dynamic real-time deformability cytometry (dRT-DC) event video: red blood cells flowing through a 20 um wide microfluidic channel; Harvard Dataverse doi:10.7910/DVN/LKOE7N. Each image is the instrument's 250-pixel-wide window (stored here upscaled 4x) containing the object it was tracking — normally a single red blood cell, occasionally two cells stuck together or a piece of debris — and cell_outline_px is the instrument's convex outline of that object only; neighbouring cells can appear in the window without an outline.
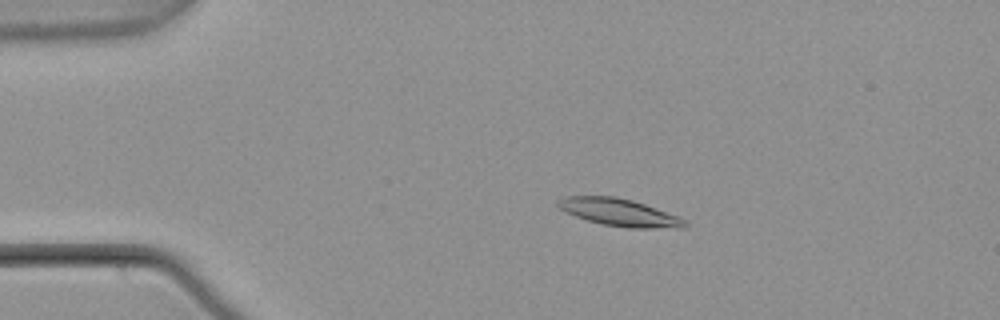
{"species": "common noctule bat (a hibernating species)", "species_latin": "Nyctalus noctula", "temperature_condition": "warm", "stored_images_in_passage": 5, "camera_frame_rate_fps": 3000, "um_per_image_px": 0.085, "animal": {"sex": "male", "body_mass_g": 21.5, "forearm_length_mm": 52.0}, "frame": {"image": 1, "passage_image": 1, "time_ms": 0.0, "image_size_px": [1000, 320], "cell_outline_px": [[688, 228], [628, 228], [600, 224], [564, 212], [556, 204], [556, 200], [564, 196], [616, 196], [632, 200], [680, 216], [688, 220]], "centroid_in_image_um": [52.68, 18.06], "position_along_channel_um": 32.3, "area_um2": 20.58}}
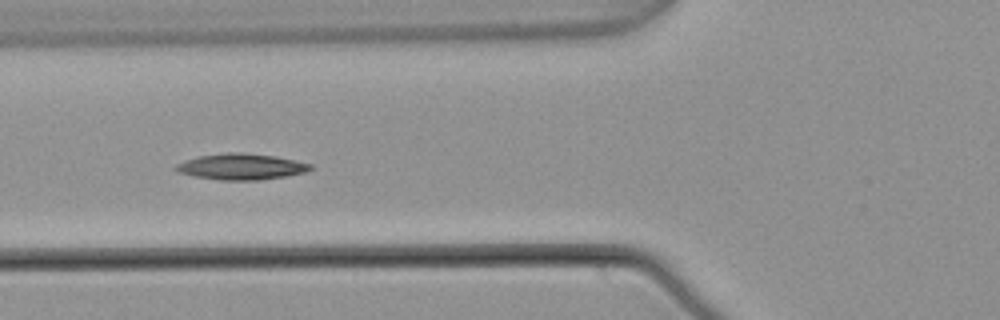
{"frame": {"image": 2, "passage_image": 4, "time_ms": 1.0, "image_size_px": [1000, 320], "cell_outline_px": [[312, 168], [304, 172], [288, 176], [260, 180], [220, 180], [196, 176], [180, 172], [172, 168], [176, 164], [184, 160], [196, 156], [228, 152], [240, 152], [272, 156], [312, 164]], "centroid_in_image_um": [20.46, 14.16], "position_along_channel_um": 105.3, "area_um2": 20.29}}
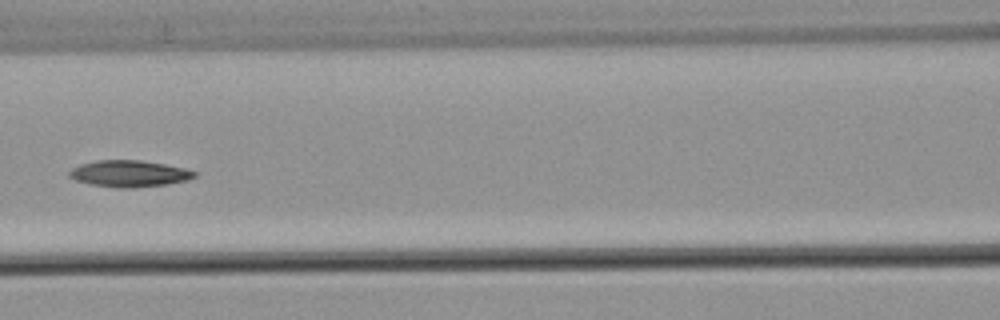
{"frame": {"image": 3, "passage_image": 5, "time_ms": 1.333, "image_size_px": [1000, 320], "cell_outline_px": [[196, 176], [188, 180], [168, 184], [132, 188], [116, 188], [88, 184], [76, 180], [68, 176], [68, 172], [72, 168], [80, 164], [96, 160], [140, 160], [164, 164], [184, 168], [196, 172]], "centroid_in_image_um": [10.95, 14.76], "position_along_channel_um": 155.6, "area_um2": 19.48}}